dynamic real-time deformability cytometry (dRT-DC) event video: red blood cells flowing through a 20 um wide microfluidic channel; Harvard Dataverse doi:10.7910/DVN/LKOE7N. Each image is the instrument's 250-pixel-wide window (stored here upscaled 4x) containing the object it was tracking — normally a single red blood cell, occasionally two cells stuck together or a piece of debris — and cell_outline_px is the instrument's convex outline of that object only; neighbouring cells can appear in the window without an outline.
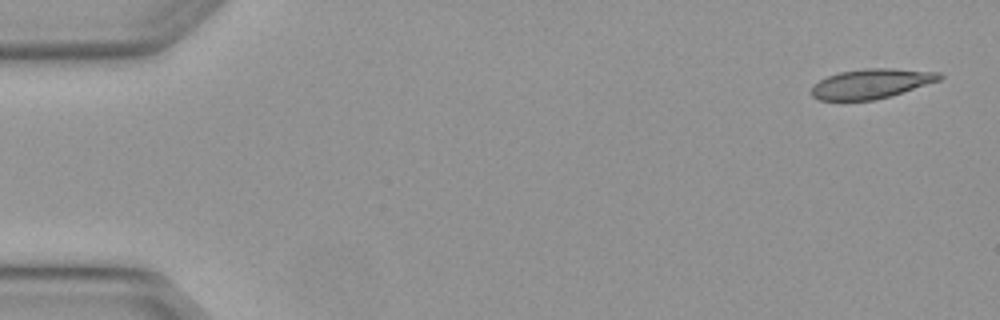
{"species": "Egyptian fruit bat (a non-hibernating species)", "species_latin": "Rousettus aegyptiacus", "temperature_condition": "warm", "stored_images_in_passage": 4, "camera_frame_rate_fps": 3000, "um_per_image_px": 0.085, "animal": {"sex": "female"}, "frame": {"image": 1, "passage_image": 1, "time_ms": 0.0, "image_size_px": [1000, 320], "cell_outline_px": [[944, 76], [940, 80], [876, 100], [820, 100], [812, 96], [812, 84], [828, 76], [840, 72], [864, 68], [892, 68], [940, 72]], "centroid_in_image_um": [74.05, 7.1], "position_along_channel_um": 10.9, "area_um2": 22.02}}
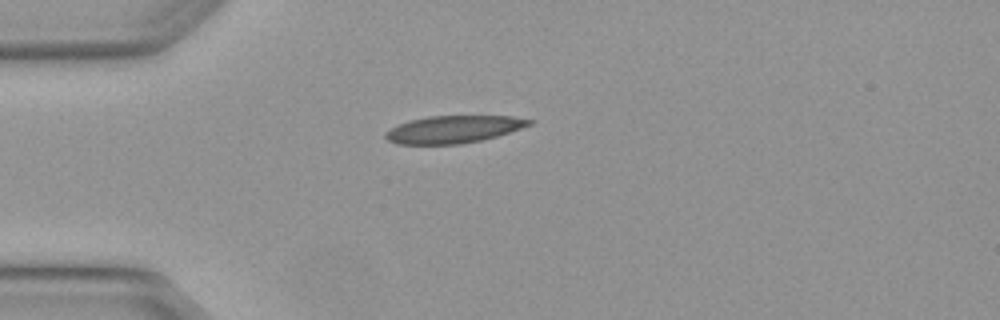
{"frame": {"image": 2, "passage_image": 4, "time_ms": 1.0, "image_size_px": [1000, 320], "cell_outline_px": [[536, 120], [532, 124], [496, 136], [480, 140], [460, 144], [396, 144], [388, 140], [384, 136], [384, 132], [408, 120], [428, 116], [512, 116]], "centroid_in_image_um": [38.54, 10.98], "position_along_channel_um": 46.5, "area_um2": 22.83}}